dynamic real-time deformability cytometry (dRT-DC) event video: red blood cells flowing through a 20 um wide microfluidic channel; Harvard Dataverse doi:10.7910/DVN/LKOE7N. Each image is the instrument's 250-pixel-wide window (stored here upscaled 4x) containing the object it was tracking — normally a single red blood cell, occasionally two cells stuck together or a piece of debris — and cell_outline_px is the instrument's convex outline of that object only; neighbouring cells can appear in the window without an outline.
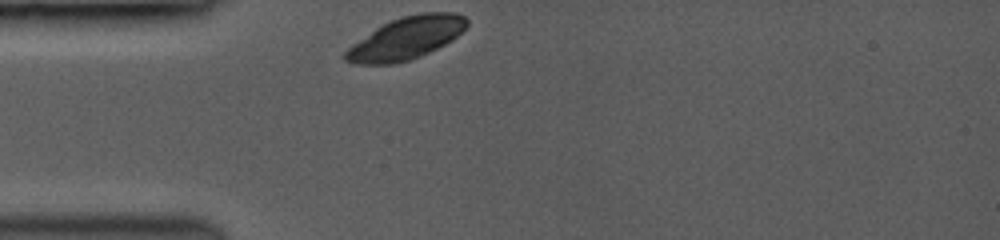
{"species": "common noctule bat (a hibernating species)", "species_latin": "Nyctalus noctula", "temperature_condition": "room temperature", "stored_images_in_passage": 5, "camera_frame_rate_fps": 3500, "um_per_image_px": 0.085, "animal": {"sex": "female", "body_mass_g": 19.0, "forearm_length_mm": 53.3}, "frame": {"image": 1, "passage_image": 1, "time_ms": 0.0, "image_size_px": [1000, 240], "cell_outline_px": [[468, 24], [456, 36], [444, 44], [420, 56], [408, 60], [392, 64], [356, 64], [344, 60], [344, 52], [352, 44], [376, 28], [392, 20], [404, 16], [420, 12], [456, 12], [464, 16], [468, 20]], "centroid_in_image_um": [34.51, 3.24], "position_along_channel_um": 50.5, "area_um2": 29.54}}
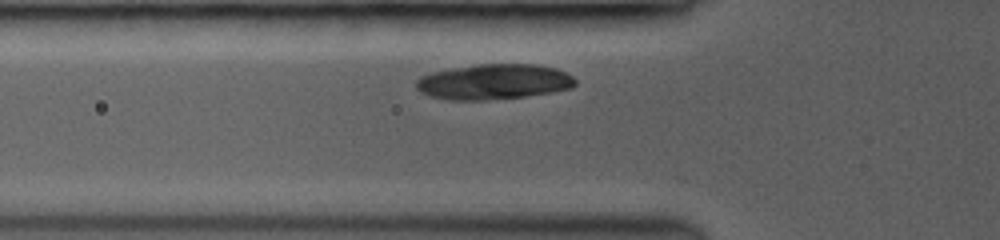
{"frame": {"image": 2, "passage_image": 3, "time_ms": 0.571, "image_size_px": [1000, 240], "cell_outline_px": [[576, 84], [572, 88], [524, 96], [480, 100], [452, 100], [432, 96], [416, 88], [416, 80], [420, 76], [432, 72], [452, 68], [476, 64], [536, 64], [556, 68], [572, 76], [576, 80]], "centroid_in_image_um": [41.98, 6.93], "position_along_channel_um": 83.8, "area_um2": 32.48}}
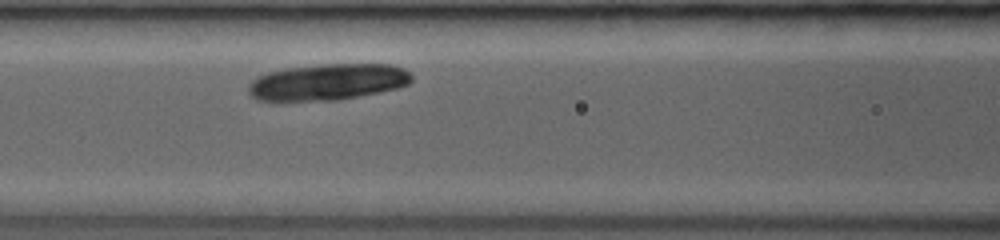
{"frame": {"image": 3, "passage_image": 5, "time_ms": 1.143, "image_size_px": [1000, 240], "cell_outline_px": [[412, 80], [408, 84], [396, 88], [356, 96], [332, 100], [260, 100], [252, 96], [248, 88], [248, 84], [252, 80], [268, 72], [284, 68], [320, 64], [392, 64], [404, 68], [412, 76]], "centroid_in_image_um": [27.86, 6.94], "position_along_channel_um": 138.7, "area_um2": 34.16}}